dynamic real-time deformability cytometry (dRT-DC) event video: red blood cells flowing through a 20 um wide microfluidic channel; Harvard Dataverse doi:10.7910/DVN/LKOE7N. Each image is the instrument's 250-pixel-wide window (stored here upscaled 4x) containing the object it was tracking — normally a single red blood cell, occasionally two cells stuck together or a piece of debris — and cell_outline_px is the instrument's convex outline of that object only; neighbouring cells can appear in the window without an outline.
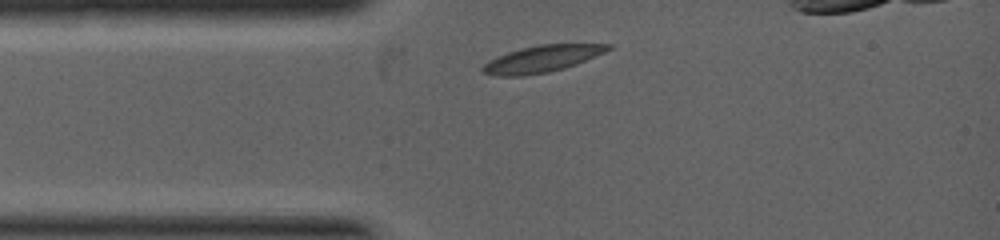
{"species": "common noctule bat (a hibernating species)", "species_latin": "Nyctalus noctula", "temperature_condition": "warm", "stored_images_in_passage": 8, "camera_frame_rate_fps": 5000, "um_per_image_px": 0.085, "animal": {"sex": "female", "body_mass_g": 19.0, "forearm_length_mm": 53.3}, "frame": {"image": 1, "passage_image": 1, "time_ms": 0.0, "image_size_px": [1000, 240], "cell_outline_px": [[612, 48], [604, 52], [576, 64], [564, 68], [548, 72], [520, 76], [496, 76], [484, 72], [480, 68], [488, 60], [508, 52], [520, 48], [540, 44], [612, 44]], "centroid_in_image_um": [46.04, 5.0], "position_along_channel_um": 39.0, "area_um2": 19.36}}
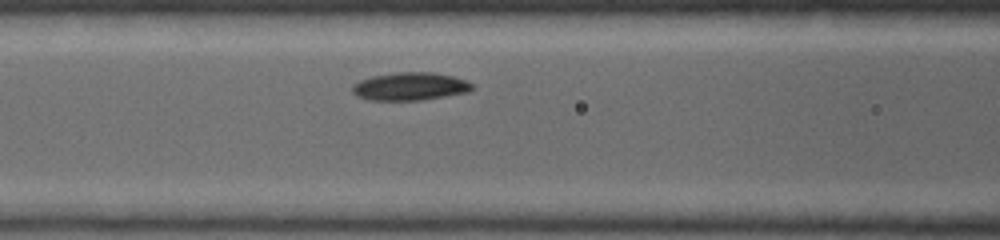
{"frame": {"image": 2, "passage_image": 5, "time_ms": 1.4, "image_size_px": [1000, 240], "cell_outline_px": [[472, 88], [468, 92], [420, 100], [368, 100], [356, 96], [352, 92], [352, 84], [360, 80], [372, 76], [396, 72], [432, 72], [452, 76], [468, 80], [472, 84]], "centroid_in_image_um": [34.82, 7.34], "position_along_channel_um": 131.8, "area_um2": 19.54}}
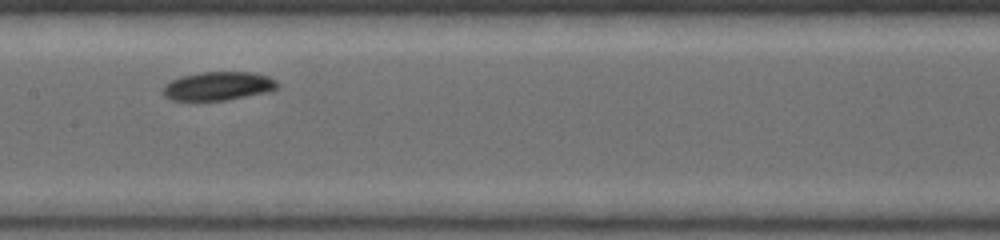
{"frame": {"image": 3, "passage_image": 7, "time_ms": 2.2, "image_size_px": [1000, 240], "cell_outline_px": [[280, 84], [272, 92], [224, 100], [172, 100], [164, 96], [164, 84], [180, 76], [200, 72], [252, 72], [268, 76], [276, 80]], "centroid_in_image_um": [18.59, 7.31], "position_along_channel_um": 188.8, "area_um2": 19.19}}